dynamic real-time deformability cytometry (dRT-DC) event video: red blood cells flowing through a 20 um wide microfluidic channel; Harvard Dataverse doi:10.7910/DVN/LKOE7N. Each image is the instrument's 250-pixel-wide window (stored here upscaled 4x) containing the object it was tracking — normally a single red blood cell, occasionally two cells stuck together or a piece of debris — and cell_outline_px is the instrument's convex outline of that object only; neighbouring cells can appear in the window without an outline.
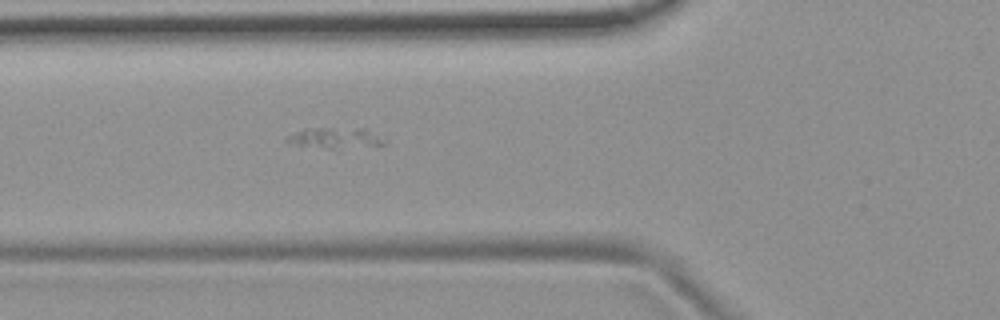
{"species": "common noctule bat (a hibernating species)", "species_latin": "Nyctalus noctula", "temperature_condition": "room temperature", "stored_images_in_passage": 32, "camera_frame_rate_fps": 3000, "um_per_image_px": 0.085, "animal": {"sex": "female", "body_mass_g": 19.9}, "frame": {"image": 1, "passage_image": 8, "time_ms": 2.333, "image_size_px": [1000, 320], "cell_outline_px": [[388, 144], [332, 148], [324, 148], [296, 144], [284, 140], [292, 132], [312, 128], [364, 128]], "centroid_in_image_um": [28.42, 11.71], "position_along_channel_um": 97.4, "area_um2": 11.16}}
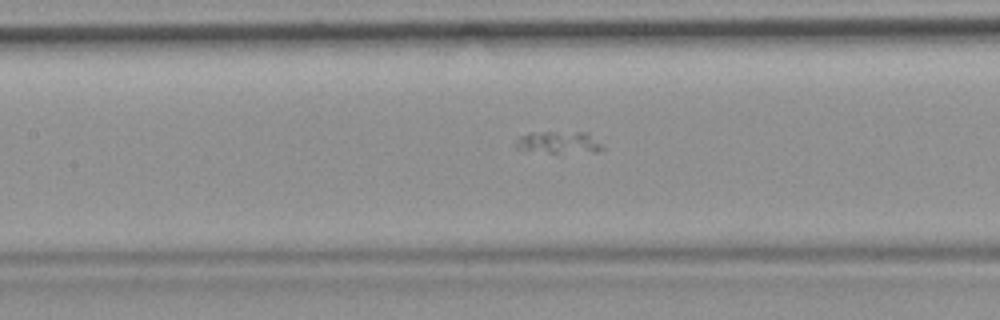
{"frame": {"image": 2, "passage_image": 13, "time_ms": 4.0, "image_size_px": [1000, 320], "cell_outline_px": [[604, 148], [596, 152], [560, 156], [516, 148], [516, 140], [520, 136], [528, 132], [588, 132]], "centroid_in_image_um": [47.5, 12.16], "position_along_channel_um": 159.9, "area_um2": 11.91}}